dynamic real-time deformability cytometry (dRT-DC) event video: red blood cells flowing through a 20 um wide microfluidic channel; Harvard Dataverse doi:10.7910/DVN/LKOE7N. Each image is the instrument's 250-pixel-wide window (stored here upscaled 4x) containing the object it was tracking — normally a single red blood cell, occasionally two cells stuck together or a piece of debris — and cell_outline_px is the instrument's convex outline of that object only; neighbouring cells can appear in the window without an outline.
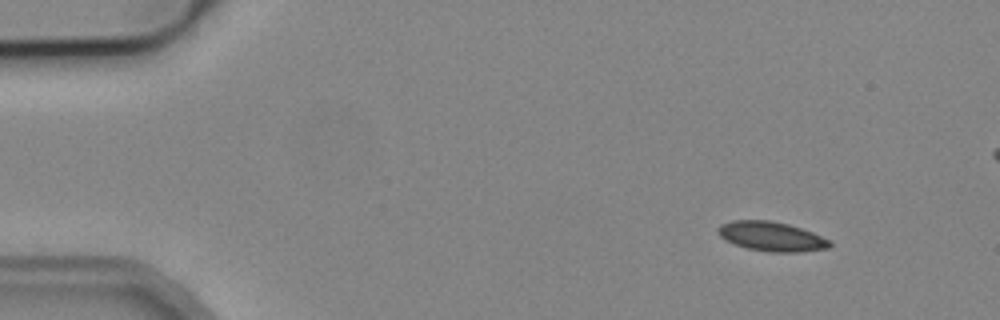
{"species": "common noctule bat (a hibernating species)", "species_latin": "Nyctalus noctula", "temperature_condition": "cold", "stored_images_in_passage": 5, "camera_frame_rate_fps": 3000, "um_per_image_px": 0.085, "animal": {"sex": "male", "body_mass_g": 19.2, "forearm_length_mm": 51.8}, "frame": {"image": 1, "passage_image": 1, "time_ms": 0.0, "image_size_px": [1000, 320], "cell_outline_px": [[832, 244], [828, 248], [800, 252], [768, 252], [748, 248], [724, 240], [716, 232], [716, 228], [720, 224], [732, 220], [772, 220], [788, 224], [812, 232], [832, 240]], "centroid_in_image_um": [65.56, 20.09], "position_along_channel_um": 19.4, "area_um2": 19.36}}